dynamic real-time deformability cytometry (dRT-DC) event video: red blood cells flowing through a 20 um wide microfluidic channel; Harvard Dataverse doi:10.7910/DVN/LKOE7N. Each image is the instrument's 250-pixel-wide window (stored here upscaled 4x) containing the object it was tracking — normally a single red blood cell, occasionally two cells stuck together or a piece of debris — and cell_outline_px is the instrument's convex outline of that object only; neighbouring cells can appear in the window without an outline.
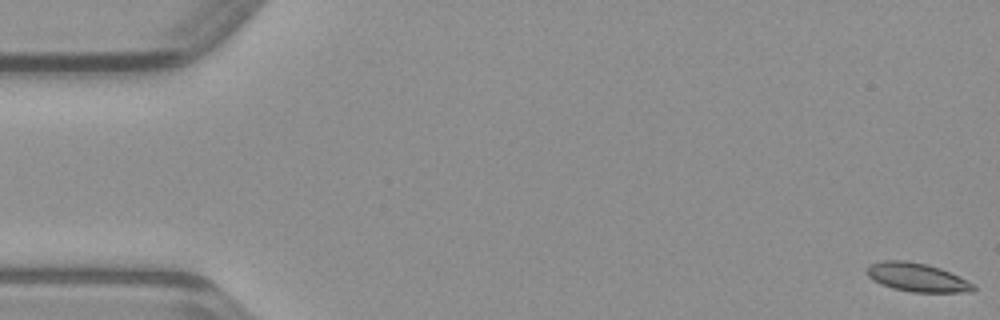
{"species": "common noctule bat (a hibernating species)", "species_latin": "Nyctalus noctula", "temperature_condition": "warm", "stored_images_in_passage": 41, "camera_frame_rate_fps": 3000, "um_per_image_px": 0.085, "animal": {"sex": "male", "body_mass_g": 23.1, "forearm_length_mm": 52.7}, "frame": {"image": 1, "passage_image": 1, "time_ms": 0.0, "image_size_px": [1000, 320], "cell_outline_px": [[976, 288], [972, 292], [912, 292], [892, 288], [880, 284], [872, 280], [868, 276], [868, 264], [884, 260], [904, 260], [924, 264], [940, 268], [976, 284]], "centroid_in_image_um": [77.95, 23.58], "position_along_channel_um": 7.0, "area_um2": 17.74}}
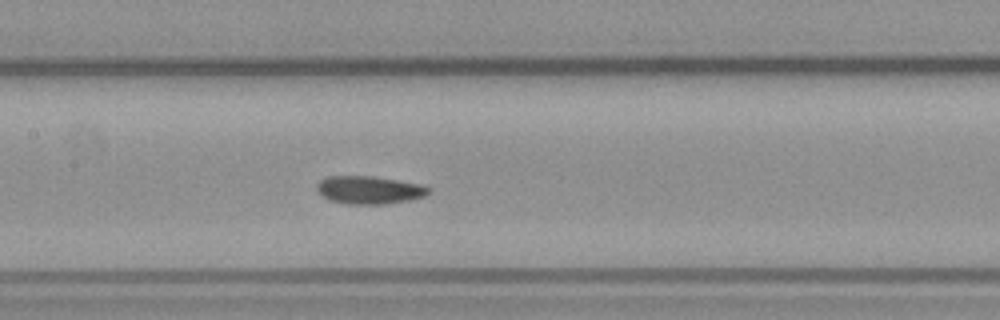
{"frame": {"image": 2, "passage_image": 23, "time_ms": 7.333, "image_size_px": [1000, 320], "cell_outline_px": [[432, 192], [424, 196], [408, 200], [384, 204], [344, 204], [328, 200], [316, 188], [316, 184], [324, 176], [372, 176], [420, 184], [432, 188]], "centroid_in_image_um": [31.38, 16.14], "position_along_channel_um": 176.0, "area_um2": 18.26}}
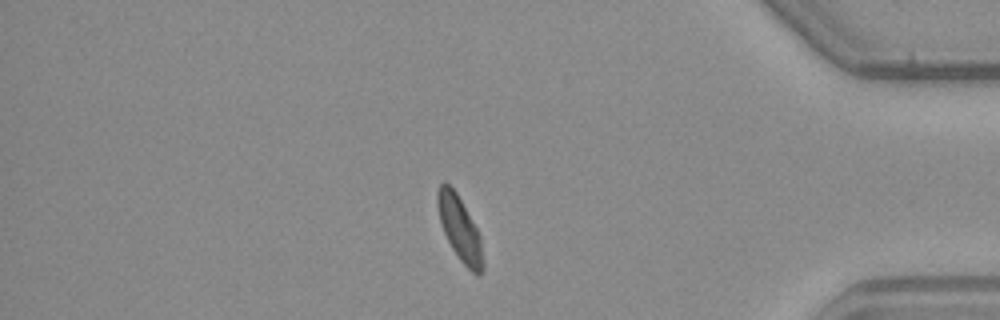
{"frame": {"image": 3, "passage_image": 41, "time_ms": 13.333, "image_size_px": [1000, 320], "cell_outline_px": [[484, 268], [480, 276], [476, 276], [460, 260], [452, 248], [444, 232], [440, 220], [436, 200], [436, 192], [440, 184], [444, 180], [456, 192], [476, 228], [480, 236], [484, 260]], "centroid_in_image_um": [39.08, 19.46], "position_along_channel_um": 396.1, "area_um2": 16.94}}